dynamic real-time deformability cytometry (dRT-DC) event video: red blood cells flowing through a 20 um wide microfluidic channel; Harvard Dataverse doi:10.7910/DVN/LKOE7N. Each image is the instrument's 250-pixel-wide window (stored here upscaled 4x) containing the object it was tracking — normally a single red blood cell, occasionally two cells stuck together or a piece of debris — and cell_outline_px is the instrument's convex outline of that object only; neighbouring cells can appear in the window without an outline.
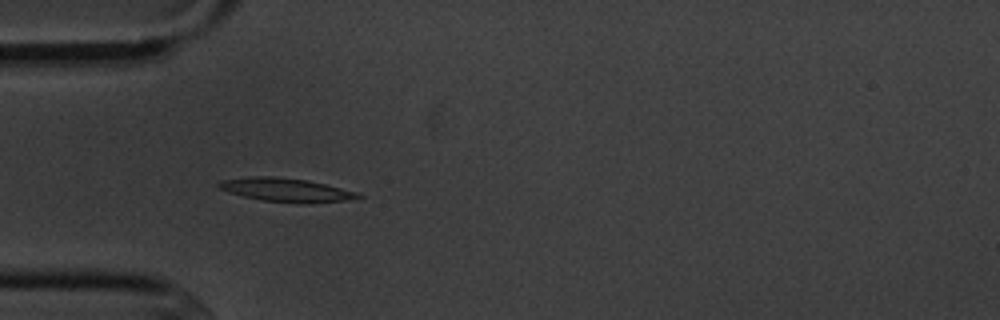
{"species": "common noctule bat (a hibernating species)", "species_latin": "Nyctalus noctula", "temperature_condition": "cold", "stored_images_in_passage": 12, "camera_frame_rate_fps": 3000, "um_per_image_px": 0.085, "animal": {"sex": "male", "body_mass_g": 20.1, "forearm_length_mm": 53.5}, "frame": {"image": 1, "passage_image": 4, "time_ms": 4.333, "image_size_px": [1000, 320], "cell_outline_px": [[364, 196], [348, 200], [308, 204], [304, 204], [264, 200], [244, 196], [228, 192], [216, 188], [216, 184], [220, 180], [248, 176], [268, 176], [308, 180], [356, 192]], "centroid_in_image_um": [24.26, 16.14], "position_along_channel_um": 60.7, "area_um2": 19.19}}
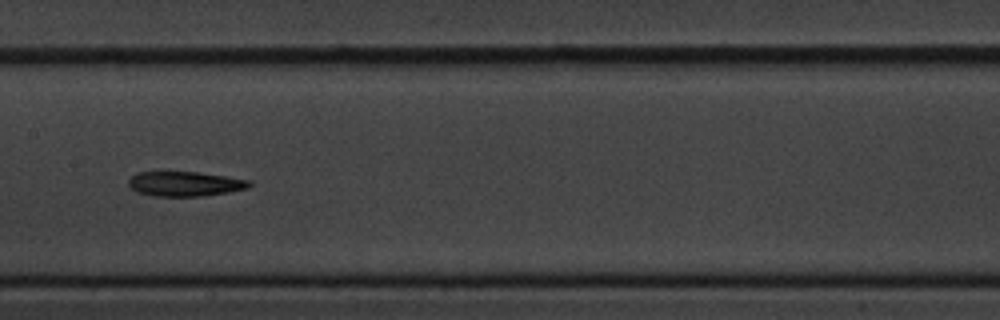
{"frame": {"image": 2, "passage_image": 7, "time_ms": 8.0, "image_size_px": [1000, 320], "cell_outline_px": [[252, 184], [248, 188], [228, 192], [204, 196], [156, 196], [136, 192], [128, 184], [128, 180], [136, 172], [164, 168], [200, 172], [252, 180]], "centroid_in_image_um": [15.67, 15.57], "position_along_channel_um": 191.7, "area_um2": 18.44}}
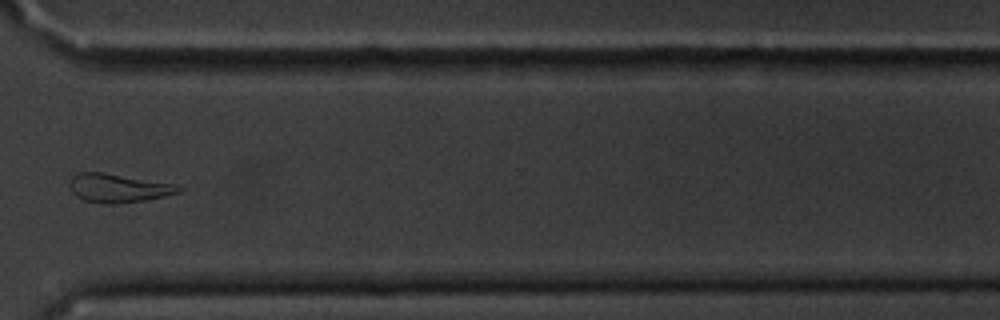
{"frame": {"image": 3, "passage_image": 11, "time_ms": 12.667, "image_size_px": [1000, 320], "cell_outline_px": [[184, 188], [180, 192], [164, 196], [144, 200], [116, 204], [100, 204], [84, 200], [76, 196], [72, 192], [68, 184], [72, 176], [80, 172], [104, 172], [172, 184]], "centroid_in_image_um": [9.99, 15.99], "position_along_channel_um": 360.6, "area_um2": 18.15}, "authors_computed_cell_mechanics": {"area_um2": 18.2937, "velocity_mm_per_s": 3.6292, "shape_relaxation_time_tau1_ms": 3.11, "shape_relaxation_time_tau2_ms": 3.4219, "deformation_change_tau1": 0.1394, "deformation_change_tau2": 0.1251}}